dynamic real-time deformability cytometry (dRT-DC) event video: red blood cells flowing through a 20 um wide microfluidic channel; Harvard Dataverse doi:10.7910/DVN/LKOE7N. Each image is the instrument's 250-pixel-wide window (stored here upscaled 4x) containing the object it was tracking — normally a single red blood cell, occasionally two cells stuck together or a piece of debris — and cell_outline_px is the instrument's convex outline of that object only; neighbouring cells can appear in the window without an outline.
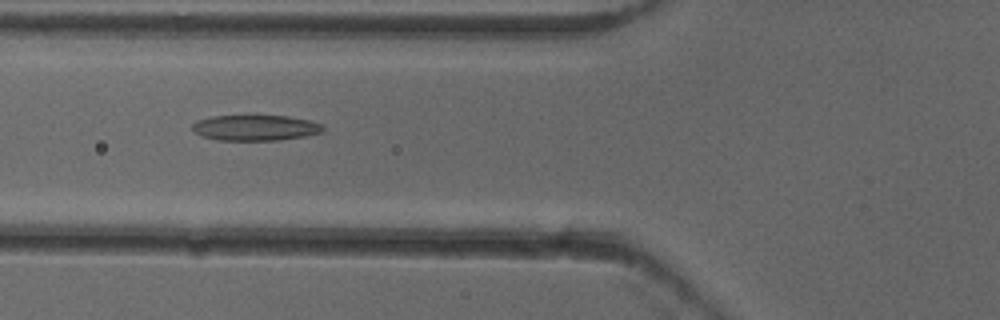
{"species": "common noctule bat (a hibernating species)", "species_latin": "Nyctalus noctula", "temperature_condition": "cold", "stored_images_in_passage": 52, "camera_frame_rate_fps": 3000, "um_per_image_px": 0.085, "animal": {"sex": "female"}, "frame": {"image": 1, "passage_image": 20, "time_ms": 6.333, "image_size_px": [1000, 320], "cell_outline_px": [[324, 128], [320, 132], [304, 136], [280, 140], [220, 140], [200, 136], [192, 128], [192, 124], [196, 120], [212, 116], [248, 112], [256, 112], [288, 116], [308, 120], [320, 124]], "centroid_in_image_um": [21.64, 10.79], "position_along_channel_um": 104.2, "area_um2": 20.52}}
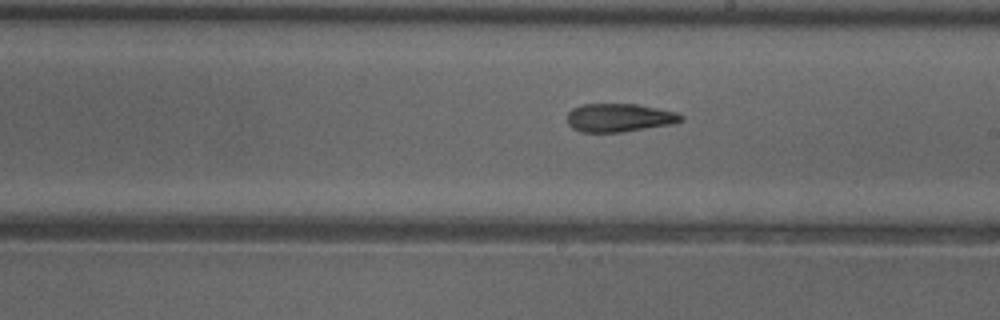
{"frame": {"image": 2, "passage_image": 30, "time_ms": 9.667, "image_size_px": [1000, 320], "cell_outline_px": [[684, 120], [672, 124], [620, 132], [580, 132], [572, 128], [568, 124], [568, 112], [572, 108], [580, 104], [636, 104], [676, 112], [684, 116]], "centroid_in_image_um": [52.62, 10.0], "position_along_channel_um": 236.4, "area_um2": 18.79}}
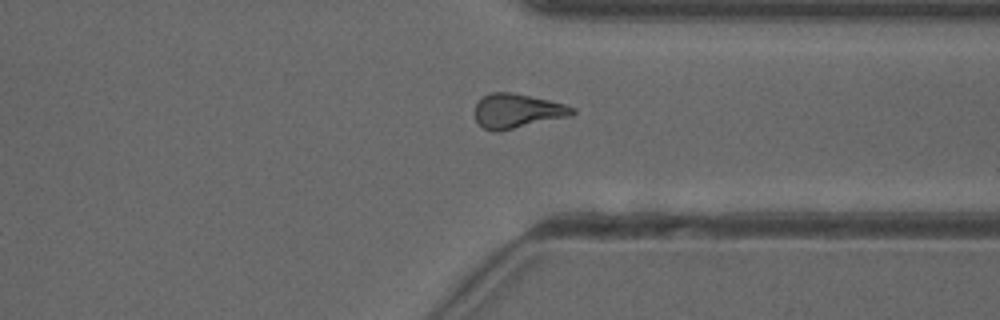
{"frame": {"image": 3, "passage_image": 40, "time_ms": 13.0, "image_size_px": [1000, 320], "cell_outline_px": [[576, 112], [572, 116], [500, 132], [492, 132], [484, 128], [476, 120], [476, 104], [484, 96], [492, 92], [512, 92], [568, 104], [576, 108]], "centroid_in_image_um": [44.03, 9.45], "position_along_channel_um": 367.4, "area_um2": 19.83}, "authors_computed_cell_mechanics": {"area_um2": 19.3919, "velocity_mm_per_s": 3.9487, "shape_relaxation_time_tau1_ms": 9.3324, "shape_relaxation_time_tau2_ms": 3.385, "deformation_change_tau1": 0.2185, "deformation_change_tau2": 0.1258}}